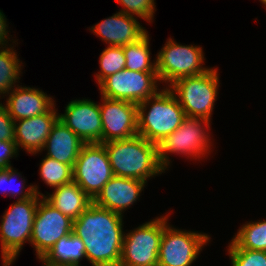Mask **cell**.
I'll list each match as a JSON object with an SVG mask.
<instances>
[{"mask_svg": "<svg viewBox=\"0 0 266 266\" xmlns=\"http://www.w3.org/2000/svg\"><path fill=\"white\" fill-rule=\"evenodd\" d=\"M123 215L92 203L73 221V233L85 245L92 266H119L124 240Z\"/></svg>", "mask_w": 266, "mask_h": 266, "instance_id": "1", "label": "cell"}, {"mask_svg": "<svg viewBox=\"0 0 266 266\" xmlns=\"http://www.w3.org/2000/svg\"><path fill=\"white\" fill-rule=\"evenodd\" d=\"M102 144L108 153L114 176L147 182L150 177L165 172L159 162L158 145L140 135Z\"/></svg>", "mask_w": 266, "mask_h": 266, "instance_id": "2", "label": "cell"}, {"mask_svg": "<svg viewBox=\"0 0 266 266\" xmlns=\"http://www.w3.org/2000/svg\"><path fill=\"white\" fill-rule=\"evenodd\" d=\"M137 115L138 135L157 145L174 132L186 117L177 98L168 87L140 102L137 105Z\"/></svg>", "mask_w": 266, "mask_h": 266, "instance_id": "3", "label": "cell"}, {"mask_svg": "<svg viewBox=\"0 0 266 266\" xmlns=\"http://www.w3.org/2000/svg\"><path fill=\"white\" fill-rule=\"evenodd\" d=\"M42 196L18 200L4 212L0 224L1 255L3 266L16 260L24 243H30L34 218Z\"/></svg>", "mask_w": 266, "mask_h": 266, "instance_id": "4", "label": "cell"}, {"mask_svg": "<svg viewBox=\"0 0 266 266\" xmlns=\"http://www.w3.org/2000/svg\"><path fill=\"white\" fill-rule=\"evenodd\" d=\"M217 70L211 67L204 74L182 77L167 85L184 110L185 116L211 121L219 89Z\"/></svg>", "mask_w": 266, "mask_h": 266, "instance_id": "5", "label": "cell"}, {"mask_svg": "<svg viewBox=\"0 0 266 266\" xmlns=\"http://www.w3.org/2000/svg\"><path fill=\"white\" fill-rule=\"evenodd\" d=\"M210 122L203 118L186 116L174 132L158 143V157L161 166L166 170L170 165L169 153L188 155V158L193 157L195 160L205 157L207 152L209 154L212 144L208 135Z\"/></svg>", "mask_w": 266, "mask_h": 266, "instance_id": "6", "label": "cell"}, {"mask_svg": "<svg viewBox=\"0 0 266 266\" xmlns=\"http://www.w3.org/2000/svg\"><path fill=\"white\" fill-rule=\"evenodd\" d=\"M203 53L200 46L181 45L169 38L156 57L160 82L171 85L179 78L204 74L210 68L203 67Z\"/></svg>", "mask_w": 266, "mask_h": 266, "instance_id": "7", "label": "cell"}, {"mask_svg": "<svg viewBox=\"0 0 266 266\" xmlns=\"http://www.w3.org/2000/svg\"><path fill=\"white\" fill-rule=\"evenodd\" d=\"M168 216H163L158 266H191L210 237L204 233L172 228L168 224Z\"/></svg>", "mask_w": 266, "mask_h": 266, "instance_id": "8", "label": "cell"}, {"mask_svg": "<svg viewBox=\"0 0 266 266\" xmlns=\"http://www.w3.org/2000/svg\"><path fill=\"white\" fill-rule=\"evenodd\" d=\"M163 216L125 233L119 266H158Z\"/></svg>", "mask_w": 266, "mask_h": 266, "instance_id": "9", "label": "cell"}, {"mask_svg": "<svg viewBox=\"0 0 266 266\" xmlns=\"http://www.w3.org/2000/svg\"><path fill=\"white\" fill-rule=\"evenodd\" d=\"M113 176L105 146L85 144L73 167V181L93 200Z\"/></svg>", "mask_w": 266, "mask_h": 266, "instance_id": "10", "label": "cell"}, {"mask_svg": "<svg viewBox=\"0 0 266 266\" xmlns=\"http://www.w3.org/2000/svg\"><path fill=\"white\" fill-rule=\"evenodd\" d=\"M158 82L157 72H138L125 68L109 75L98 87L103 97L138 105L160 90Z\"/></svg>", "mask_w": 266, "mask_h": 266, "instance_id": "11", "label": "cell"}, {"mask_svg": "<svg viewBox=\"0 0 266 266\" xmlns=\"http://www.w3.org/2000/svg\"><path fill=\"white\" fill-rule=\"evenodd\" d=\"M73 221L41 197L30 241L38 259H41L60 238L73 232Z\"/></svg>", "mask_w": 266, "mask_h": 266, "instance_id": "12", "label": "cell"}, {"mask_svg": "<svg viewBox=\"0 0 266 266\" xmlns=\"http://www.w3.org/2000/svg\"><path fill=\"white\" fill-rule=\"evenodd\" d=\"M102 143L138 135L137 104L101 96Z\"/></svg>", "mask_w": 266, "mask_h": 266, "instance_id": "13", "label": "cell"}, {"mask_svg": "<svg viewBox=\"0 0 266 266\" xmlns=\"http://www.w3.org/2000/svg\"><path fill=\"white\" fill-rule=\"evenodd\" d=\"M59 120L70 128L85 144H102L100 106L90 99L72 100L59 114Z\"/></svg>", "mask_w": 266, "mask_h": 266, "instance_id": "14", "label": "cell"}, {"mask_svg": "<svg viewBox=\"0 0 266 266\" xmlns=\"http://www.w3.org/2000/svg\"><path fill=\"white\" fill-rule=\"evenodd\" d=\"M146 184L133 178L113 176L93 199V203L122 215L139 199Z\"/></svg>", "mask_w": 266, "mask_h": 266, "instance_id": "15", "label": "cell"}, {"mask_svg": "<svg viewBox=\"0 0 266 266\" xmlns=\"http://www.w3.org/2000/svg\"><path fill=\"white\" fill-rule=\"evenodd\" d=\"M55 105L46 113L15 121V143L29 154L41 152L54 124L59 119Z\"/></svg>", "mask_w": 266, "mask_h": 266, "instance_id": "16", "label": "cell"}, {"mask_svg": "<svg viewBox=\"0 0 266 266\" xmlns=\"http://www.w3.org/2000/svg\"><path fill=\"white\" fill-rule=\"evenodd\" d=\"M90 30L105 41V44L108 43V46H125L138 41L147 33L135 16L120 11L103 19Z\"/></svg>", "mask_w": 266, "mask_h": 266, "instance_id": "17", "label": "cell"}, {"mask_svg": "<svg viewBox=\"0 0 266 266\" xmlns=\"http://www.w3.org/2000/svg\"><path fill=\"white\" fill-rule=\"evenodd\" d=\"M7 95L5 108L14 121L41 115L56 105L51 96L36 88L17 85Z\"/></svg>", "mask_w": 266, "mask_h": 266, "instance_id": "18", "label": "cell"}, {"mask_svg": "<svg viewBox=\"0 0 266 266\" xmlns=\"http://www.w3.org/2000/svg\"><path fill=\"white\" fill-rule=\"evenodd\" d=\"M84 145L85 142L58 119L42 150H47L46 156L73 168Z\"/></svg>", "mask_w": 266, "mask_h": 266, "instance_id": "19", "label": "cell"}, {"mask_svg": "<svg viewBox=\"0 0 266 266\" xmlns=\"http://www.w3.org/2000/svg\"><path fill=\"white\" fill-rule=\"evenodd\" d=\"M43 198L62 214L76 220L93 200L74 181L54 188V192Z\"/></svg>", "mask_w": 266, "mask_h": 266, "instance_id": "20", "label": "cell"}, {"mask_svg": "<svg viewBox=\"0 0 266 266\" xmlns=\"http://www.w3.org/2000/svg\"><path fill=\"white\" fill-rule=\"evenodd\" d=\"M86 258L85 245L73 232L60 238L40 261L55 265H80Z\"/></svg>", "mask_w": 266, "mask_h": 266, "instance_id": "21", "label": "cell"}, {"mask_svg": "<svg viewBox=\"0 0 266 266\" xmlns=\"http://www.w3.org/2000/svg\"><path fill=\"white\" fill-rule=\"evenodd\" d=\"M148 32L138 41L123 46L125 68L138 72H157L156 58L151 62Z\"/></svg>", "mask_w": 266, "mask_h": 266, "instance_id": "22", "label": "cell"}, {"mask_svg": "<svg viewBox=\"0 0 266 266\" xmlns=\"http://www.w3.org/2000/svg\"><path fill=\"white\" fill-rule=\"evenodd\" d=\"M5 48V49H4ZM12 47H0V95L6 96L20 80L21 64ZM17 80V81H16ZM0 96V98H1Z\"/></svg>", "mask_w": 266, "mask_h": 266, "instance_id": "23", "label": "cell"}, {"mask_svg": "<svg viewBox=\"0 0 266 266\" xmlns=\"http://www.w3.org/2000/svg\"><path fill=\"white\" fill-rule=\"evenodd\" d=\"M232 240L241 249L266 251V220L246 222Z\"/></svg>", "mask_w": 266, "mask_h": 266, "instance_id": "24", "label": "cell"}, {"mask_svg": "<svg viewBox=\"0 0 266 266\" xmlns=\"http://www.w3.org/2000/svg\"><path fill=\"white\" fill-rule=\"evenodd\" d=\"M40 177L48 186L55 188L73 181V168L45 156L40 163Z\"/></svg>", "mask_w": 266, "mask_h": 266, "instance_id": "25", "label": "cell"}, {"mask_svg": "<svg viewBox=\"0 0 266 266\" xmlns=\"http://www.w3.org/2000/svg\"><path fill=\"white\" fill-rule=\"evenodd\" d=\"M100 71L95 75L99 85L109 75L125 69L126 58L123 46H108L105 48L99 59Z\"/></svg>", "mask_w": 266, "mask_h": 266, "instance_id": "26", "label": "cell"}, {"mask_svg": "<svg viewBox=\"0 0 266 266\" xmlns=\"http://www.w3.org/2000/svg\"><path fill=\"white\" fill-rule=\"evenodd\" d=\"M228 248L232 266H266V251L241 249L233 240Z\"/></svg>", "mask_w": 266, "mask_h": 266, "instance_id": "27", "label": "cell"}, {"mask_svg": "<svg viewBox=\"0 0 266 266\" xmlns=\"http://www.w3.org/2000/svg\"><path fill=\"white\" fill-rule=\"evenodd\" d=\"M16 176H21L19 172H16L15 169H13V167L11 168H0V190L3 192H7L5 190L4 185H11L14 181L13 179H15ZM24 180V181H23ZM22 180L21 183V187L19 188V190H14V189H9L8 192L9 194L13 197H16L18 195H20V197H18V200H24L27 198H32L33 196L37 195H41L43 196V193H40L38 190V186L37 185H30L28 188L25 187V185H23L25 183V179ZM13 181V182H12ZM3 187V188H2ZM11 187V186H10ZM26 188V191H24ZM23 193V194H22Z\"/></svg>", "mask_w": 266, "mask_h": 266, "instance_id": "28", "label": "cell"}, {"mask_svg": "<svg viewBox=\"0 0 266 266\" xmlns=\"http://www.w3.org/2000/svg\"><path fill=\"white\" fill-rule=\"evenodd\" d=\"M118 4L124 7L120 12L127 15H136L148 22H152L155 13L154 0H115Z\"/></svg>", "mask_w": 266, "mask_h": 266, "instance_id": "29", "label": "cell"}, {"mask_svg": "<svg viewBox=\"0 0 266 266\" xmlns=\"http://www.w3.org/2000/svg\"><path fill=\"white\" fill-rule=\"evenodd\" d=\"M0 141H15V121L0 103Z\"/></svg>", "mask_w": 266, "mask_h": 266, "instance_id": "30", "label": "cell"}, {"mask_svg": "<svg viewBox=\"0 0 266 266\" xmlns=\"http://www.w3.org/2000/svg\"><path fill=\"white\" fill-rule=\"evenodd\" d=\"M15 141H0V168H11L10 159L18 154Z\"/></svg>", "mask_w": 266, "mask_h": 266, "instance_id": "31", "label": "cell"}, {"mask_svg": "<svg viewBox=\"0 0 266 266\" xmlns=\"http://www.w3.org/2000/svg\"><path fill=\"white\" fill-rule=\"evenodd\" d=\"M8 24L5 18V15L0 10V47H5L8 44V39L10 40L8 36Z\"/></svg>", "mask_w": 266, "mask_h": 266, "instance_id": "32", "label": "cell"}, {"mask_svg": "<svg viewBox=\"0 0 266 266\" xmlns=\"http://www.w3.org/2000/svg\"><path fill=\"white\" fill-rule=\"evenodd\" d=\"M42 264H43L44 266H77V265H55V264L45 263V262H43V261H42ZM80 266H81V265H80Z\"/></svg>", "mask_w": 266, "mask_h": 266, "instance_id": "33", "label": "cell"}, {"mask_svg": "<svg viewBox=\"0 0 266 266\" xmlns=\"http://www.w3.org/2000/svg\"><path fill=\"white\" fill-rule=\"evenodd\" d=\"M261 2H262V4H264L265 5V7H266V0H260Z\"/></svg>", "mask_w": 266, "mask_h": 266, "instance_id": "34", "label": "cell"}]
</instances>
